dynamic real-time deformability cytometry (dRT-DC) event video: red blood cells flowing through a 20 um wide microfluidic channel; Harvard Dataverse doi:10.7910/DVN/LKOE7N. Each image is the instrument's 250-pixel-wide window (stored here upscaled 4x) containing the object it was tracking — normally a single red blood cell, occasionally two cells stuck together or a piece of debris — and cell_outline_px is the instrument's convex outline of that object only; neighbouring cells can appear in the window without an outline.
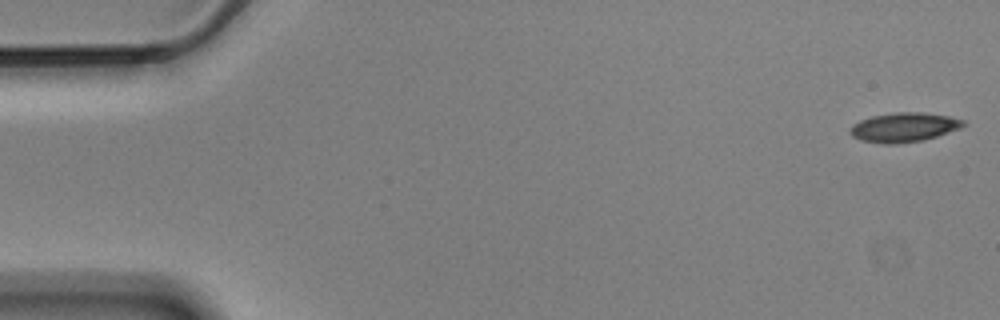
{"species": "Egyptian fruit bat (a non-hibernating species)", "species_latin": "Rousettus aegyptiacus", "temperature_condition": "cold", "stored_images_in_passage": 56, "camera_frame_rate_fps": 3000, "um_per_image_px": 0.085, "animal": {"sex": "male"}, "frame": {"image": 1, "passage_image": 1, "time_ms": 0.0, "image_size_px": [1000, 320], "cell_outline_px": [[968, 124], [960, 128], [924, 140], [896, 144], [884, 144], [860, 140], [852, 136], [848, 132], [852, 124], [860, 120], [872, 116], [896, 112], [920, 112], [948, 116], [964, 120]], "centroid_in_image_um": [76.81, 10.82], "position_along_channel_um": 8.2, "area_um2": 19.42}}
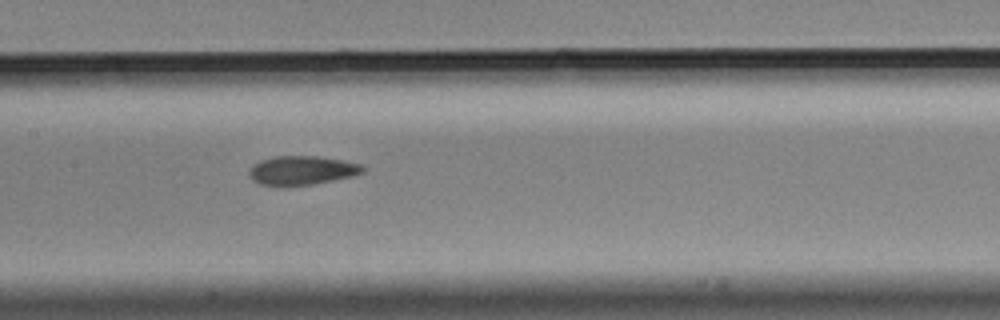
{"frame": {"image": 2, "passage_image": 27, "time_ms": 8.667, "image_size_px": [1000, 320], "cell_outline_px": [[364, 172], [352, 176], [312, 184], [260, 184], [252, 180], [248, 176], [248, 168], [252, 164], [260, 160], [276, 156], [316, 156], [340, 160], [360, 164], [364, 168]], "centroid_in_image_um": [25.61, 14.46], "position_along_channel_um": 181.8, "area_um2": 18.79}}
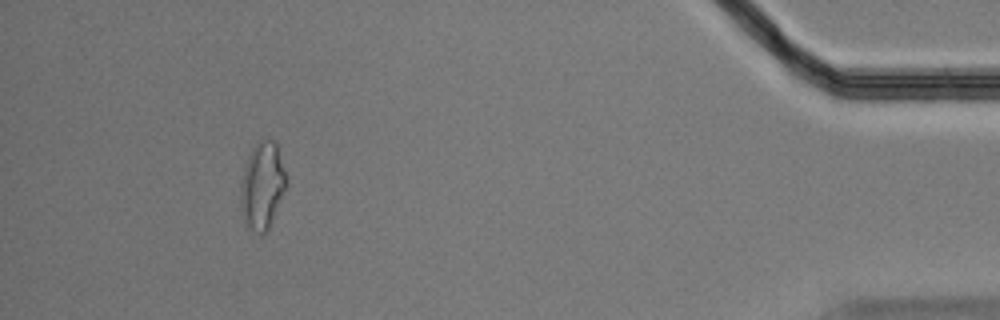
{"frame": {"image": 3, "passage_image": 52, "time_ms": 17.0, "image_size_px": [1000, 320], "cell_outline_px": [[288, 188], [268, 228], [260, 236], [248, 228], [244, 224], [240, 208], [240, 184], [244, 164], [256, 140], [276, 140], [288, 180]], "centroid_in_image_um": [22.3, 15.78], "position_along_channel_um": 412.9, "area_um2": 24.04}, "authors_computed_cell_mechanics": {"area_um2": 19.4208, "velocity_mm_per_s": 3.5169, "shape_relaxation_time_tau1_ms": 7.6233, "shape_relaxation_time_tau2_ms": 3.9229, "deformation_change_tau1": 0.1764, "deformation_change_tau2": 0.1151}}